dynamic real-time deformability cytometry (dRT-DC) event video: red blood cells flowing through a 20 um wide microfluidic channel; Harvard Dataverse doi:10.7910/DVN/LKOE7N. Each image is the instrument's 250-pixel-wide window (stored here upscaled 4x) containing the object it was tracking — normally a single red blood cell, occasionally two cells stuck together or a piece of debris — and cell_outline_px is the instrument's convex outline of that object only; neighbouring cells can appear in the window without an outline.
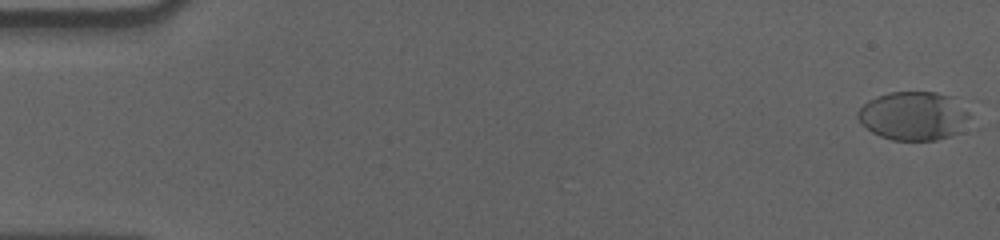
{"species": "human", "species_latin": "Homo sapiens", "temperature_condition": "cold", "stored_images_in_passage": 58, "camera_frame_rate_fps": 3000, "um_per_image_px": 0.085, "donor": {"sex": "male"}, "frame": {"image": 1, "passage_image": 1, "time_ms": 0.0, "image_size_px": [1000, 240], "cell_outline_px": [[968, 116], [964, 132], [952, 136], [936, 140], [892, 140], [880, 136], [872, 132], [856, 116], [860, 108], [868, 100], [876, 96], [892, 92], [936, 92], [952, 96], [968, 112]], "centroid_in_image_um": [77.68, 9.86], "position_along_channel_um": 7.3, "area_um2": 31.79}}
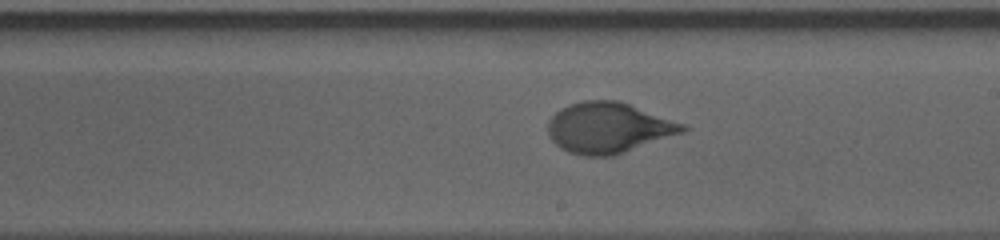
{"frame": {"image": 2, "passage_image": 34, "time_ms": 11.0, "image_size_px": [1000, 240], "cell_outline_px": [[688, 128], [684, 132], [612, 156], [584, 156], [568, 152], [560, 148], [552, 140], [548, 132], [548, 120], [560, 108], [568, 104], [584, 100], [616, 100], [688, 124]], "centroid_in_image_um": [51.72, 10.85], "position_along_channel_um": 237.3, "area_um2": 39.77}}
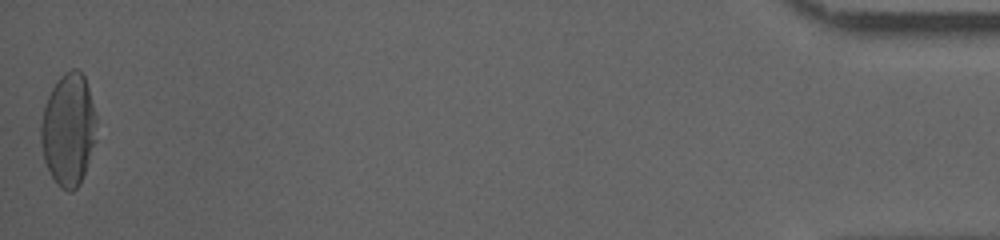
{"frame": {"image": 3, "passage_image": 58, "time_ms": 19.0, "image_size_px": [1000, 240], "cell_outline_px": [[96, 140], [80, 184], [72, 192], [68, 192], [60, 188], [56, 184], [44, 160], [40, 144], [40, 124], [44, 104], [56, 80], [64, 72], [72, 68], [76, 68], [84, 76], [88, 88], [96, 116]], "centroid_in_image_um": [5.8, 11.02], "position_along_channel_um": 429.4, "area_um2": 36.7}, "authors_computed_cell_mechanics": {"area_um2": 36.5874, "velocity_mm_per_s": 3.5507, "shape_relaxation_time_tau1_ms": 5.1056, "shape_relaxation_time_tau2_ms": null, "deformation_change_tau1": 0.1962, "deformation_change_tau2": null}}